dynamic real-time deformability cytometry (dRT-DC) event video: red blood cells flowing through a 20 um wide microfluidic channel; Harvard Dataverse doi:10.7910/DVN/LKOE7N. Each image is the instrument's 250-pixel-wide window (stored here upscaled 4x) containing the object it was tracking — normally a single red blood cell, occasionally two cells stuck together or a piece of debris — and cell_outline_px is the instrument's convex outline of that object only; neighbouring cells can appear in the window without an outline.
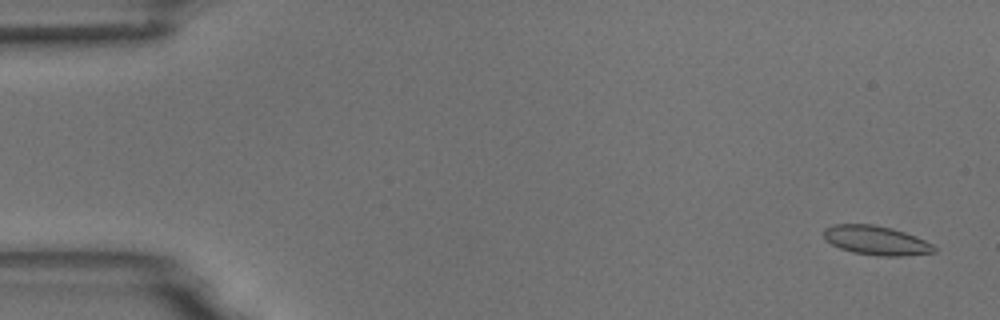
{"species": "common noctule bat (a hibernating species)", "species_latin": "Nyctalus noctula", "temperature_condition": "room temperature", "stored_images_in_passage": 55, "camera_frame_rate_fps": 3000, "um_per_image_px": 0.085, "animal": {"sex": "male", "body_mass_g": 18.8}, "frame": {"image": 1, "passage_image": 2, "time_ms": 0.333, "image_size_px": [1000, 320], "cell_outline_px": [[936, 252], [900, 256], [876, 256], [852, 252], [840, 248], [824, 240], [824, 228], [832, 224], [872, 224], [892, 228], [916, 236], [932, 244], [936, 248]], "centroid_in_image_um": [74.45, 20.43], "position_along_channel_um": 10.6, "area_um2": 18.84}}
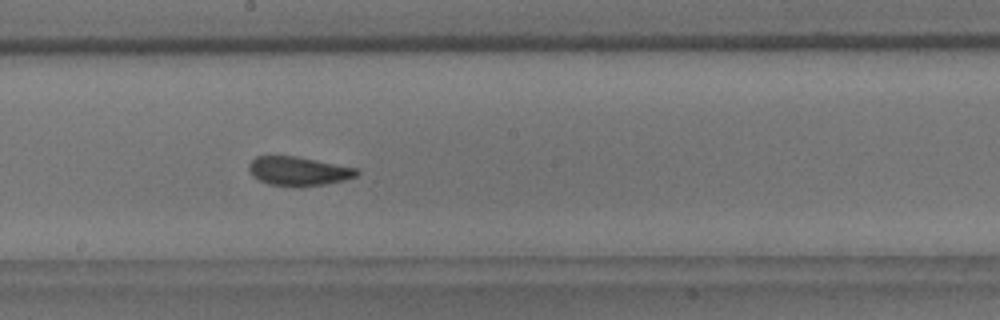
{"frame": {"image": 2, "passage_image": 30, "time_ms": 9.667, "image_size_px": [1000, 320], "cell_outline_px": [[360, 172], [356, 176], [344, 180], [324, 184], [300, 188], [296, 188], [268, 184], [252, 176], [248, 168], [248, 164], [256, 156], [296, 156], [356, 168]], "centroid_in_image_um": [25.34, 14.57], "position_along_channel_um": 222.9, "area_um2": 18.38}}
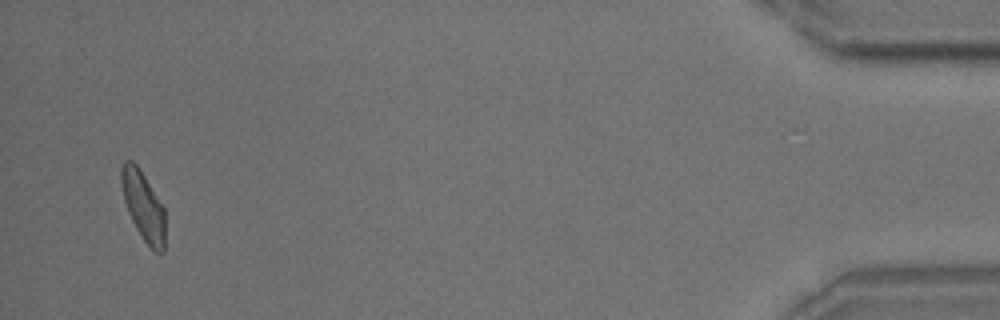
{"frame": {"image": 3, "passage_image": 53, "time_ms": 17.333, "image_size_px": [1000, 320], "cell_outline_px": [[164, 252], [156, 252], [144, 240], [136, 228], [128, 212], [124, 200], [120, 184], [120, 168], [124, 160], [132, 160], [140, 168], [164, 208]], "centroid_in_image_um": [12.15, 17.44], "position_along_channel_um": 423.1, "area_um2": 17.57}, "authors_computed_cell_mechanics": {"area_um2": 18.3804, "velocity_mm_per_s": 3.6709, "shape_relaxation_time_tau1_ms": 5.3036, "shape_relaxation_time_tau2_ms": 1.1938, "deformation_change_tau1": 0.1243, "deformation_change_tau2": 0.0741}}